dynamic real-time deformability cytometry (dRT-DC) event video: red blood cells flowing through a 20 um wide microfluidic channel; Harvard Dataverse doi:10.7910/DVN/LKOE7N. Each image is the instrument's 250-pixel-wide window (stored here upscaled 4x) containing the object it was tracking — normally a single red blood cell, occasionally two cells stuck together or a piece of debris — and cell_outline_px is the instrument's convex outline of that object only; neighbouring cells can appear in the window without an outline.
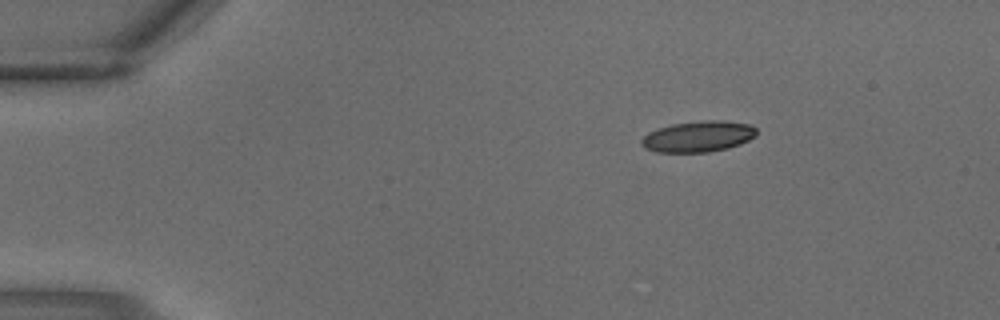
{"species": "common noctule bat (a hibernating species)", "species_latin": "Nyctalus noctula", "temperature_condition": "warm", "stored_images_in_passage": 2, "camera_frame_rate_fps": 3000, "um_per_image_px": 0.085, "animal": {"sex": "male", "body_mass_g": 18.8}, "frame": {"image": 1, "passage_image": 1, "time_ms": 0.0, "image_size_px": [1000, 320], "cell_outline_px": [[756, 136], [740, 144], [728, 148], [708, 152], [656, 152], [644, 148], [640, 144], [640, 140], [648, 132], [672, 124], [700, 120], [724, 120], [748, 124], [756, 128]], "centroid_in_image_um": [59.33, 11.6], "position_along_channel_um": 25.7, "area_um2": 20.87}}